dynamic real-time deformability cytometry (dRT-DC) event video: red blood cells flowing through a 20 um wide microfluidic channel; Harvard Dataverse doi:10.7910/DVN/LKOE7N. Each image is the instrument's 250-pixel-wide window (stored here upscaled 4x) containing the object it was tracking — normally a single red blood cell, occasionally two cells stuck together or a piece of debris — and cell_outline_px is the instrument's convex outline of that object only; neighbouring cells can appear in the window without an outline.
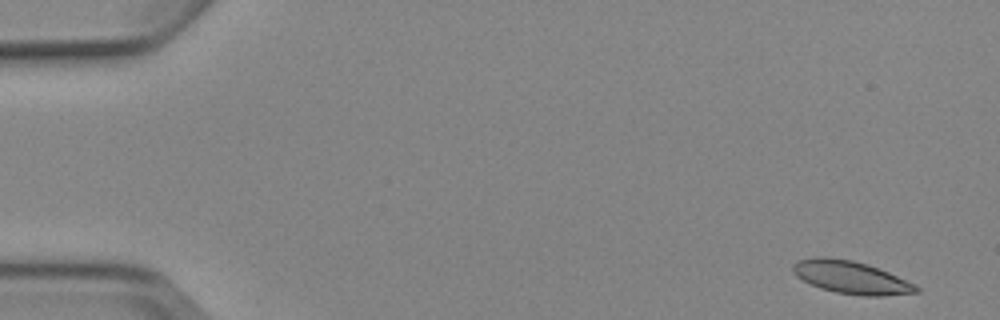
{"species": "Egyptian fruit bat (a non-hibernating species)", "species_latin": "Rousettus aegyptiacus", "temperature_condition": "cold", "stored_images_in_passage": 5, "camera_frame_rate_fps": 3000, "um_per_image_px": 0.085, "animal": {"sex": "female"}, "frame": {"image": 1, "passage_image": 1, "time_ms": 0.0, "image_size_px": [1000, 320], "cell_outline_px": [[920, 292], [884, 296], [864, 296], [836, 292], [820, 288], [796, 276], [792, 272], [792, 264], [800, 260], [816, 256], [824, 256], [852, 260], [868, 264], [888, 272], [916, 284], [920, 288]], "centroid_in_image_um": [72.36, 23.57], "position_along_channel_um": 12.6, "area_um2": 23.58}}
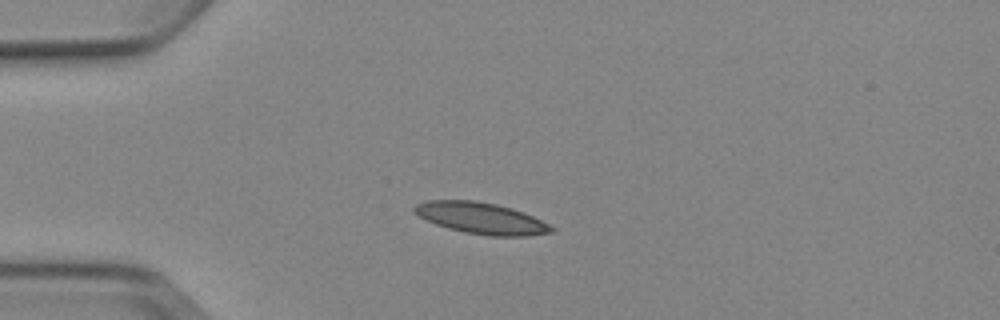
{"frame": {"image": 2, "passage_image": 4, "time_ms": 3.667, "image_size_px": [1000, 320], "cell_outline_px": [[556, 228], [552, 232], [528, 236], [488, 236], [464, 232], [448, 228], [436, 224], [420, 216], [412, 208], [416, 204], [428, 200], [476, 200], [496, 204], [512, 208], [524, 212]], "centroid_in_image_um": [40.92, 18.54], "position_along_channel_um": 44.1, "area_um2": 24.97}}